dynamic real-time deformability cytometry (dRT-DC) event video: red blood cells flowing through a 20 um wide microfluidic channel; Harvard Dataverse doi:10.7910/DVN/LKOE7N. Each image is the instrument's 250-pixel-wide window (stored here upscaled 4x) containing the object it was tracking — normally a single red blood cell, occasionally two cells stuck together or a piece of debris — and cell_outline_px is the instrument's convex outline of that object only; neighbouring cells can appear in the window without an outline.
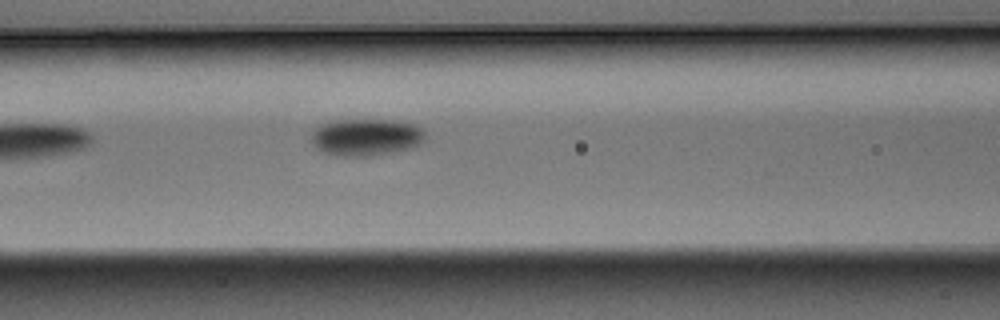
{"species": "Egyptian fruit bat (a non-hibernating species)", "species_latin": "Rousettus aegyptiacus", "temperature_condition": "warm", "stored_images_in_passage": 5, "camera_frame_rate_fps": 3000, "um_per_image_px": 0.085, "animal": {"sex": "male"}, "frame": {"image": 1, "passage_image": 5, "time_ms": 1.333, "image_size_px": [1000, 320], "cell_outline_px": [[428, 140], [412, 148], [372, 156], [340, 156], [320, 152], [312, 144], [312, 132], [320, 124], [336, 120], [392, 120], [416, 124], [424, 132]], "centroid_in_image_um": [31.13, 11.67], "position_along_channel_um": 135.5, "area_um2": 24.91}}